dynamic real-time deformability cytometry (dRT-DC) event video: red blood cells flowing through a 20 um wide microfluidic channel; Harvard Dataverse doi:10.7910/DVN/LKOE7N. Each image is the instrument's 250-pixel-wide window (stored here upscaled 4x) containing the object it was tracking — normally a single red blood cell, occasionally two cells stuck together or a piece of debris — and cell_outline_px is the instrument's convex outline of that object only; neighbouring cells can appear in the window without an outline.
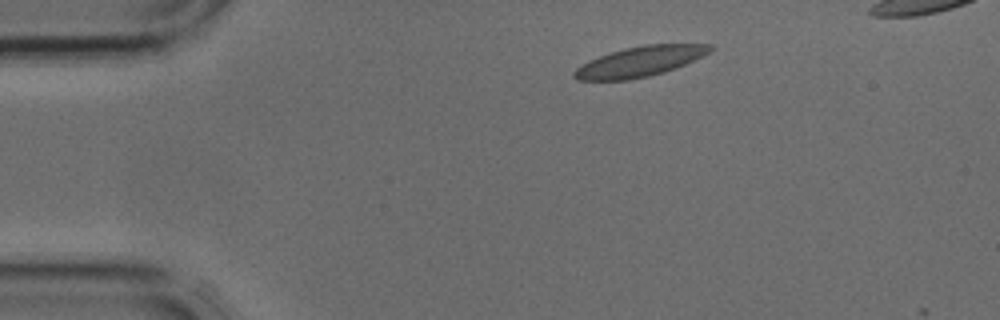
{"species": "common noctule bat (a hibernating species)", "species_latin": "Nyctalus noctula", "temperature_condition": "cold", "stored_images_in_passage": 3, "segment_of_instrument_passage": [1, 2], "camera_frame_rate_fps": 3000, "um_per_image_px": 0.085, "animal": {"sex": "male", "body_mass_g": 17.9, "forearm_length_mm": 54.2}, "frame": {"image": 1, "passage_image": 1, "time_ms": 0.0, "image_size_px": [1000, 320], "cell_outline_px": [[716, 48], [676, 68], [664, 72], [648, 76], [628, 80], [576, 80], [572, 76], [572, 72], [576, 68], [588, 60], [624, 48], [644, 44], [712, 44]], "centroid_in_image_um": [54.35, 5.23], "position_along_channel_um": 30.6, "area_um2": 23.76}}